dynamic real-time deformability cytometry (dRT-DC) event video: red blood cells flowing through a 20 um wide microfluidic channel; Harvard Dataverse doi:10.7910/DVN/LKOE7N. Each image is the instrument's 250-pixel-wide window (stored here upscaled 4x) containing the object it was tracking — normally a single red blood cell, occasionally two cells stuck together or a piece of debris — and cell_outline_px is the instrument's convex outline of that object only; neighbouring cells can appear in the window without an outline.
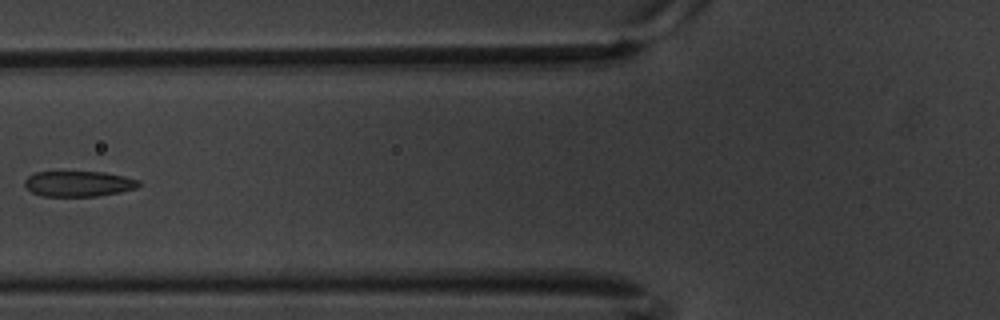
{"species": "common noctule bat (a hibernating species)", "species_latin": "Nyctalus noctula", "temperature_condition": "warm", "stored_images_in_passage": 16, "camera_frame_rate_fps": 3000, "um_per_image_px": 0.085, "animal": {"sex": "male", "body_mass_g": 20.1, "forearm_length_mm": 53.5}, "frame": {"image": 1, "passage_image": 7, "time_ms": 2.0, "image_size_px": [1000, 320], "cell_outline_px": [[140, 184], [136, 188], [120, 192], [96, 196], [40, 196], [32, 192], [24, 184], [24, 180], [28, 176], [36, 172], [104, 172], [124, 176], [140, 180]], "centroid_in_image_um": [6.68, 15.62], "position_along_channel_um": 119.1, "area_um2": 16.94}}
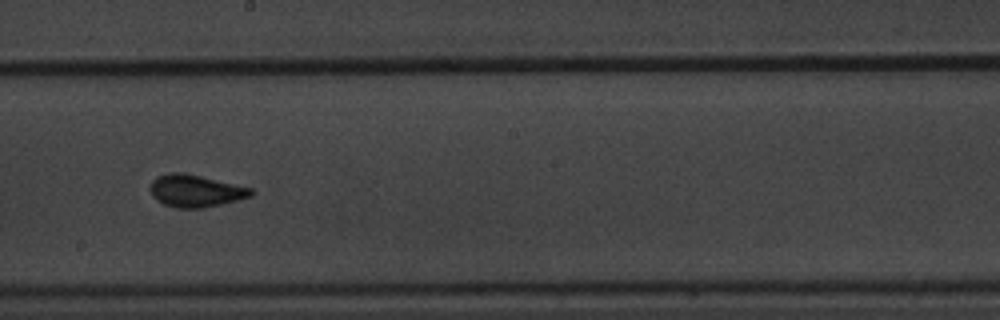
{"frame": {"image": 2, "passage_image": 10, "time_ms": 3.0, "image_size_px": [1000, 320], "cell_outline_px": [[256, 192], [252, 196], [204, 208], [180, 208], [164, 204], [156, 200], [152, 196], [152, 180], [156, 176], [172, 172], [180, 172], [200, 176], [252, 188]], "centroid_in_image_um": [16.63, 16.22], "position_along_channel_um": 231.6, "area_um2": 18.73}}